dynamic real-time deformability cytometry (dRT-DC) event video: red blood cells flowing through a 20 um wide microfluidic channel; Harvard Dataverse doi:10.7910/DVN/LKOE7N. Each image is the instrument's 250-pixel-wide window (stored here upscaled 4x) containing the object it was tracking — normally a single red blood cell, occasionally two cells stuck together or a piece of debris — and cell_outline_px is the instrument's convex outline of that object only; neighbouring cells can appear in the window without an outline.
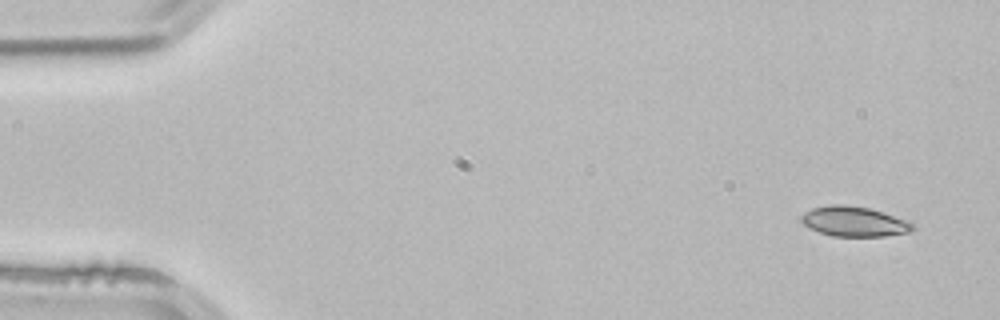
{"species": "common noctule bat (a hibernating species)", "species_latin": "Nyctalus noctula", "temperature_condition": "room temperature", "stored_images_in_passage": 4, "camera_frame_rate_fps": 3000, "um_per_image_px": 0.085, "animal": {"sex": "male", "body_mass_g": 21.5, "forearm_length_mm": 52.0}, "frame": {"image": 1, "passage_image": 1, "time_ms": 0.0, "image_size_px": [1000, 320], "cell_outline_px": [[916, 228], [908, 232], [884, 236], [832, 236], [820, 232], [804, 224], [800, 220], [800, 216], [804, 212], [812, 208], [832, 204], [840, 204], [868, 208], [884, 212], [904, 220], [912, 224]], "centroid_in_image_um": [72.57, 18.82], "position_along_channel_um": 12.4, "area_um2": 19.19}}
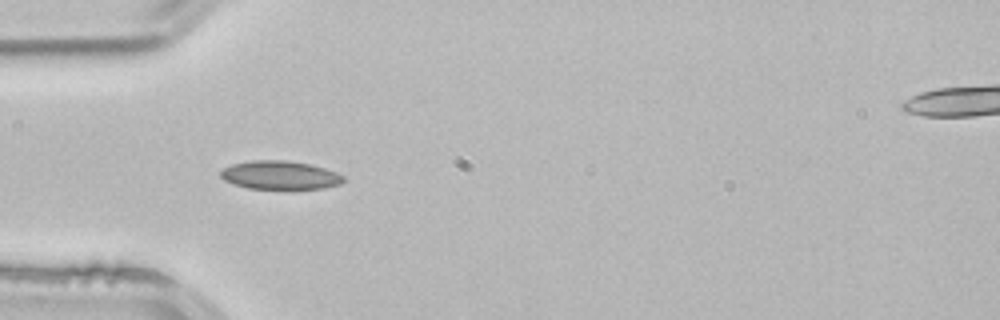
{"frame": {"image": 2, "passage_image": 3, "time_ms": 0.667, "image_size_px": [1000, 320], "cell_outline_px": [[344, 180], [340, 184], [324, 188], [292, 192], [248, 188], [232, 184], [224, 180], [220, 176], [220, 172], [224, 168], [232, 164], [252, 160], [284, 160], [308, 164], [324, 168], [336, 172], [344, 176]], "centroid_in_image_um": [23.81, 14.94], "position_along_channel_um": 61.2, "area_um2": 21.27}}